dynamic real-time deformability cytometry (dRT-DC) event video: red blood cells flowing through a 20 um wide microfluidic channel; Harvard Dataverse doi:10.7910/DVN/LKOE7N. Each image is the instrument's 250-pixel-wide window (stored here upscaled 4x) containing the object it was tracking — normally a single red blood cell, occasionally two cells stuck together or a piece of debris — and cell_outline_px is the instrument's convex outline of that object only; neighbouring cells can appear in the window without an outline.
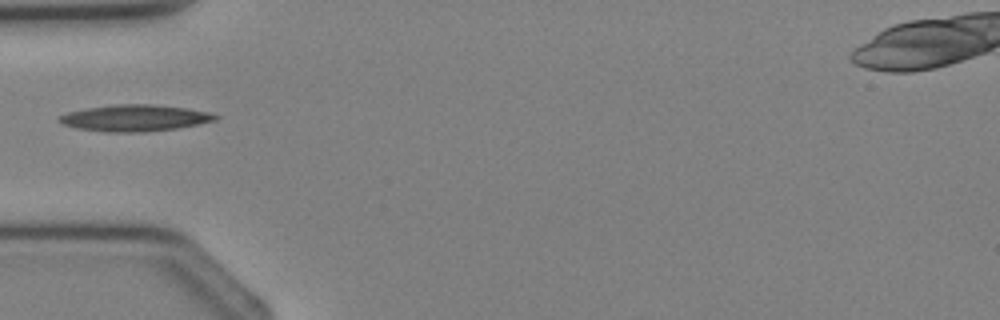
{"species": "Egyptian fruit bat (a non-hibernating species)", "species_latin": "Rousettus aegyptiacus", "temperature_condition": "cold", "stored_images_in_passage": 2, "camera_frame_rate_fps": 3000, "um_per_image_px": 0.085, "animal": {"sex": "female"}, "frame": {"image": 1, "passage_image": 2, "time_ms": 1.333, "image_size_px": [1000, 320], "cell_outline_px": [[220, 116], [216, 120], [200, 124], [176, 128], [140, 132], [108, 132], [76, 128], [64, 124], [56, 120], [60, 116], [68, 112], [88, 108], [116, 104], [152, 104], [188, 108], [208, 112]], "centroid_in_image_um": [11.48, 10.02], "position_along_channel_um": 73.5, "area_um2": 23.99}}